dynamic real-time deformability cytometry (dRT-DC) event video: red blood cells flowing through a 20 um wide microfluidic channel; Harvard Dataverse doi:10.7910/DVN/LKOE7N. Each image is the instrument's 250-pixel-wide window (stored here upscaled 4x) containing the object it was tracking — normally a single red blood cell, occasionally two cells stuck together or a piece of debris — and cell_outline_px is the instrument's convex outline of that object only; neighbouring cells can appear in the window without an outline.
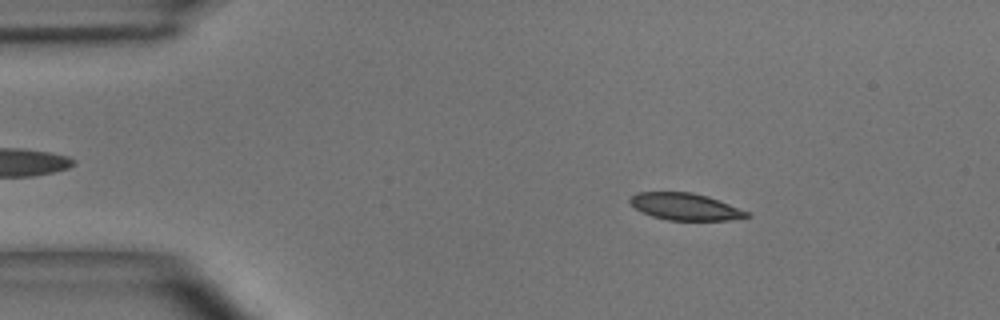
{"species": "common noctule bat (a hibernating species)", "species_latin": "Nyctalus noctula", "temperature_condition": "room temperature", "stored_images_in_passage": 7, "camera_frame_rate_fps": 3000, "um_per_image_px": 0.085, "animal": {"sex": "male", "body_mass_g": 15.6}, "frame": {"image": 1, "passage_image": 2, "time_ms": 0.333, "image_size_px": [1000, 320], "cell_outline_px": [[752, 216], [728, 220], [668, 220], [652, 216], [636, 208], [628, 200], [636, 192], [692, 192], [708, 196], [748, 212]], "centroid_in_image_um": [58.24, 17.56], "position_along_channel_um": 26.8, "area_um2": 18.09}}
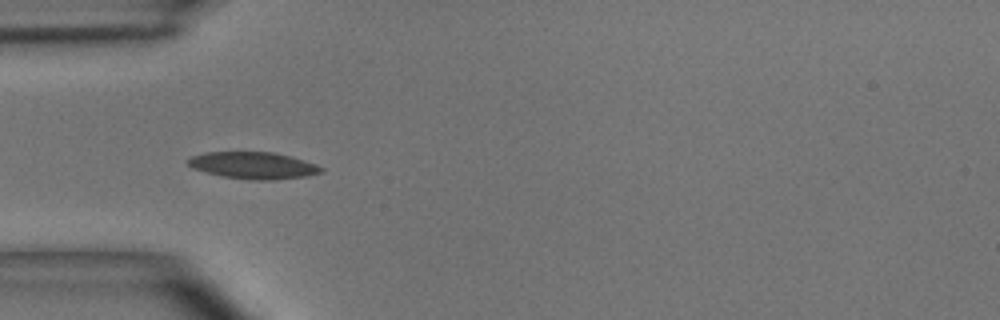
{"frame": {"image": 2, "passage_image": 4, "time_ms": 1.0, "image_size_px": [1000, 320], "cell_outline_px": [[324, 172], [308, 176], [276, 180], [252, 180], [224, 176], [192, 168], [188, 164], [188, 160], [192, 156], [204, 152], [272, 152], [288, 156], [316, 164], [324, 168]], "centroid_in_image_um": [21.57, 14.07], "position_along_channel_um": 63.4, "area_um2": 20.69}}
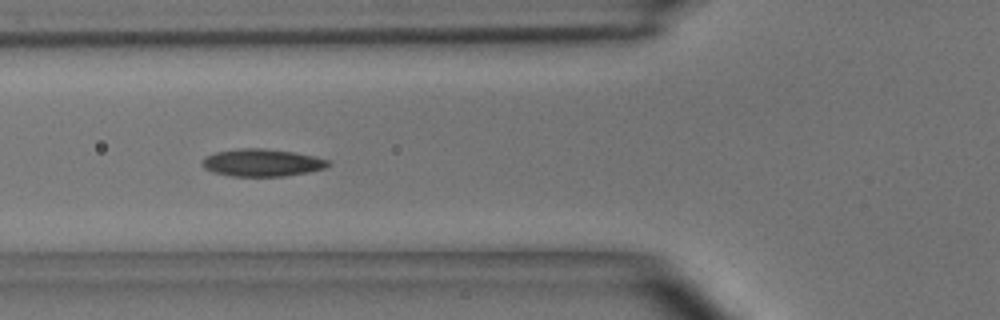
{"frame": {"image": 3, "passage_image": 5, "time_ms": 1.333, "image_size_px": [1000, 320], "cell_outline_px": [[332, 164], [324, 168], [308, 172], [284, 176], [232, 176], [212, 172], [204, 168], [200, 164], [204, 156], [216, 152], [240, 148], [260, 148], [292, 152], [312, 156], [328, 160]], "centroid_in_image_um": [22.22, 13.83], "position_along_channel_um": 103.6, "area_um2": 20.06}}